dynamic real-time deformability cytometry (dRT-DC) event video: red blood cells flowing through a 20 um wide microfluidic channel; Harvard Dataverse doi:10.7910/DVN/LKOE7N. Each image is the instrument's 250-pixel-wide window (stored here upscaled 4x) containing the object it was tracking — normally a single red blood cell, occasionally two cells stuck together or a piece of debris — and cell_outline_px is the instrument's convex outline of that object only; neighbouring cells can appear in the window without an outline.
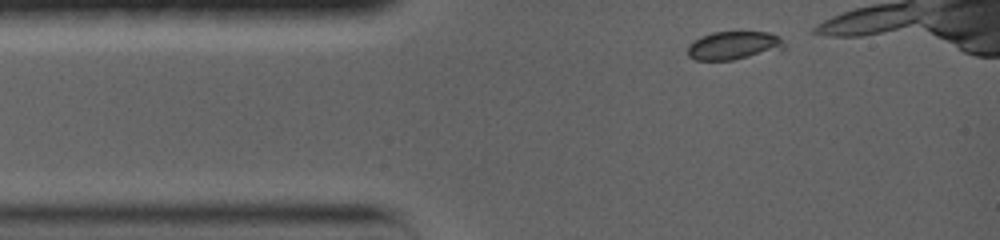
{"species": "common noctule bat (a hibernating species)", "species_latin": "Nyctalus noctula", "temperature_condition": "warm", "stored_images_in_passage": 4, "camera_frame_rate_fps": 5000, "um_per_image_px": 0.085, "animal": {"sex": "female", "body_mass_g": 19.0, "forearm_length_mm": 56.7}, "frame": {"image": 1, "passage_image": 2, "time_ms": 0.4, "image_size_px": [1000, 240], "cell_outline_px": [[788, 48], [732, 60], [696, 60], [688, 56], [688, 44], [692, 40], [700, 36], [712, 32], [768, 32], [780, 36]], "centroid_in_image_um": [62.36, 3.86], "position_along_channel_um": 22.6, "area_um2": 16.13}}